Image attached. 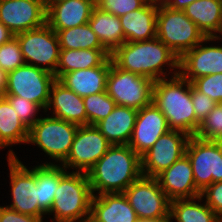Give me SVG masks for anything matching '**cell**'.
Segmentation results:
<instances>
[{
    "instance_id": "obj_38",
    "label": "cell",
    "mask_w": 222,
    "mask_h": 222,
    "mask_svg": "<svg viewBox=\"0 0 222 222\" xmlns=\"http://www.w3.org/2000/svg\"><path fill=\"white\" fill-rule=\"evenodd\" d=\"M200 196L222 221V181L207 186Z\"/></svg>"
},
{
    "instance_id": "obj_31",
    "label": "cell",
    "mask_w": 222,
    "mask_h": 222,
    "mask_svg": "<svg viewBox=\"0 0 222 222\" xmlns=\"http://www.w3.org/2000/svg\"><path fill=\"white\" fill-rule=\"evenodd\" d=\"M56 34L60 49H105L88 23L59 30Z\"/></svg>"
},
{
    "instance_id": "obj_46",
    "label": "cell",
    "mask_w": 222,
    "mask_h": 222,
    "mask_svg": "<svg viewBox=\"0 0 222 222\" xmlns=\"http://www.w3.org/2000/svg\"><path fill=\"white\" fill-rule=\"evenodd\" d=\"M55 1H58V0H42L45 7L49 6L50 4H52Z\"/></svg>"
},
{
    "instance_id": "obj_18",
    "label": "cell",
    "mask_w": 222,
    "mask_h": 222,
    "mask_svg": "<svg viewBox=\"0 0 222 222\" xmlns=\"http://www.w3.org/2000/svg\"><path fill=\"white\" fill-rule=\"evenodd\" d=\"M155 178L171 201L201 195V191L195 185L191 162L186 154Z\"/></svg>"
},
{
    "instance_id": "obj_33",
    "label": "cell",
    "mask_w": 222,
    "mask_h": 222,
    "mask_svg": "<svg viewBox=\"0 0 222 222\" xmlns=\"http://www.w3.org/2000/svg\"><path fill=\"white\" fill-rule=\"evenodd\" d=\"M195 136L209 141L222 139V103H217L212 111L201 121Z\"/></svg>"
},
{
    "instance_id": "obj_44",
    "label": "cell",
    "mask_w": 222,
    "mask_h": 222,
    "mask_svg": "<svg viewBox=\"0 0 222 222\" xmlns=\"http://www.w3.org/2000/svg\"><path fill=\"white\" fill-rule=\"evenodd\" d=\"M137 222H169V219H139Z\"/></svg>"
},
{
    "instance_id": "obj_3",
    "label": "cell",
    "mask_w": 222,
    "mask_h": 222,
    "mask_svg": "<svg viewBox=\"0 0 222 222\" xmlns=\"http://www.w3.org/2000/svg\"><path fill=\"white\" fill-rule=\"evenodd\" d=\"M152 102L165 116L170 130L195 136L201 122L195 116L191 82L180 74L154 81Z\"/></svg>"
},
{
    "instance_id": "obj_11",
    "label": "cell",
    "mask_w": 222,
    "mask_h": 222,
    "mask_svg": "<svg viewBox=\"0 0 222 222\" xmlns=\"http://www.w3.org/2000/svg\"><path fill=\"white\" fill-rule=\"evenodd\" d=\"M185 154L191 162L195 185L201 192L212 183L222 181V147L218 141L191 136Z\"/></svg>"
},
{
    "instance_id": "obj_28",
    "label": "cell",
    "mask_w": 222,
    "mask_h": 222,
    "mask_svg": "<svg viewBox=\"0 0 222 222\" xmlns=\"http://www.w3.org/2000/svg\"><path fill=\"white\" fill-rule=\"evenodd\" d=\"M109 57L106 49H61L56 79L71 71L101 66Z\"/></svg>"
},
{
    "instance_id": "obj_2",
    "label": "cell",
    "mask_w": 222,
    "mask_h": 222,
    "mask_svg": "<svg viewBox=\"0 0 222 222\" xmlns=\"http://www.w3.org/2000/svg\"><path fill=\"white\" fill-rule=\"evenodd\" d=\"M93 195L123 193L142 176L141 157L128 145H111L87 172Z\"/></svg>"
},
{
    "instance_id": "obj_49",
    "label": "cell",
    "mask_w": 222,
    "mask_h": 222,
    "mask_svg": "<svg viewBox=\"0 0 222 222\" xmlns=\"http://www.w3.org/2000/svg\"><path fill=\"white\" fill-rule=\"evenodd\" d=\"M218 142H219V144H220L221 147H222V139H220Z\"/></svg>"
},
{
    "instance_id": "obj_20",
    "label": "cell",
    "mask_w": 222,
    "mask_h": 222,
    "mask_svg": "<svg viewBox=\"0 0 222 222\" xmlns=\"http://www.w3.org/2000/svg\"><path fill=\"white\" fill-rule=\"evenodd\" d=\"M63 119L78 126L87 125V115L83 97L65 87L57 79L53 82L49 102L44 113Z\"/></svg>"
},
{
    "instance_id": "obj_1",
    "label": "cell",
    "mask_w": 222,
    "mask_h": 222,
    "mask_svg": "<svg viewBox=\"0 0 222 222\" xmlns=\"http://www.w3.org/2000/svg\"><path fill=\"white\" fill-rule=\"evenodd\" d=\"M110 57L118 68L153 81L179 74V57L157 37L146 41L125 42Z\"/></svg>"
},
{
    "instance_id": "obj_36",
    "label": "cell",
    "mask_w": 222,
    "mask_h": 222,
    "mask_svg": "<svg viewBox=\"0 0 222 222\" xmlns=\"http://www.w3.org/2000/svg\"><path fill=\"white\" fill-rule=\"evenodd\" d=\"M192 85L216 103H222V73L199 77Z\"/></svg>"
},
{
    "instance_id": "obj_39",
    "label": "cell",
    "mask_w": 222,
    "mask_h": 222,
    "mask_svg": "<svg viewBox=\"0 0 222 222\" xmlns=\"http://www.w3.org/2000/svg\"><path fill=\"white\" fill-rule=\"evenodd\" d=\"M191 98L196 118L201 122L216 106V102L198 91L191 83Z\"/></svg>"
},
{
    "instance_id": "obj_4",
    "label": "cell",
    "mask_w": 222,
    "mask_h": 222,
    "mask_svg": "<svg viewBox=\"0 0 222 222\" xmlns=\"http://www.w3.org/2000/svg\"><path fill=\"white\" fill-rule=\"evenodd\" d=\"M93 193L87 173L67 171L59 180L51 222H89Z\"/></svg>"
},
{
    "instance_id": "obj_14",
    "label": "cell",
    "mask_w": 222,
    "mask_h": 222,
    "mask_svg": "<svg viewBox=\"0 0 222 222\" xmlns=\"http://www.w3.org/2000/svg\"><path fill=\"white\" fill-rule=\"evenodd\" d=\"M190 137L179 130H169L160 136L155 144L141 156L142 176L155 178L174 164L185 154Z\"/></svg>"
},
{
    "instance_id": "obj_42",
    "label": "cell",
    "mask_w": 222,
    "mask_h": 222,
    "mask_svg": "<svg viewBox=\"0 0 222 222\" xmlns=\"http://www.w3.org/2000/svg\"><path fill=\"white\" fill-rule=\"evenodd\" d=\"M15 35L0 22V45L10 41Z\"/></svg>"
},
{
    "instance_id": "obj_9",
    "label": "cell",
    "mask_w": 222,
    "mask_h": 222,
    "mask_svg": "<svg viewBox=\"0 0 222 222\" xmlns=\"http://www.w3.org/2000/svg\"><path fill=\"white\" fill-rule=\"evenodd\" d=\"M26 64L42 68L55 75L60 45L56 32L45 23L42 27L16 34Z\"/></svg>"
},
{
    "instance_id": "obj_45",
    "label": "cell",
    "mask_w": 222,
    "mask_h": 222,
    "mask_svg": "<svg viewBox=\"0 0 222 222\" xmlns=\"http://www.w3.org/2000/svg\"><path fill=\"white\" fill-rule=\"evenodd\" d=\"M215 38L218 39V41L216 43L221 42L220 40H222V23H221L220 29H219L217 35L215 36Z\"/></svg>"
},
{
    "instance_id": "obj_29",
    "label": "cell",
    "mask_w": 222,
    "mask_h": 222,
    "mask_svg": "<svg viewBox=\"0 0 222 222\" xmlns=\"http://www.w3.org/2000/svg\"><path fill=\"white\" fill-rule=\"evenodd\" d=\"M173 220L175 222H222L201 196L172 200L169 222Z\"/></svg>"
},
{
    "instance_id": "obj_21",
    "label": "cell",
    "mask_w": 222,
    "mask_h": 222,
    "mask_svg": "<svg viewBox=\"0 0 222 222\" xmlns=\"http://www.w3.org/2000/svg\"><path fill=\"white\" fill-rule=\"evenodd\" d=\"M138 220L124 193L93 195L89 222H137Z\"/></svg>"
},
{
    "instance_id": "obj_27",
    "label": "cell",
    "mask_w": 222,
    "mask_h": 222,
    "mask_svg": "<svg viewBox=\"0 0 222 222\" xmlns=\"http://www.w3.org/2000/svg\"><path fill=\"white\" fill-rule=\"evenodd\" d=\"M205 37H215L222 23V0H197L183 9Z\"/></svg>"
},
{
    "instance_id": "obj_40",
    "label": "cell",
    "mask_w": 222,
    "mask_h": 222,
    "mask_svg": "<svg viewBox=\"0 0 222 222\" xmlns=\"http://www.w3.org/2000/svg\"><path fill=\"white\" fill-rule=\"evenodd\" d=\"M0 222H44L34 216L26 215L0 205Z\"/></svg>"
},
{
    "instance_id": "obj_30",
    "label": "cell",
    "mask_w": 222,
    "mask_h": 222,
    "mask_svg": "<svg viewBox=\"0 0 222 222\" xmlns=\"http://www.w3.org/2000/svg\"><path fill=\"white\" fill-rule=\"evenodd\" d=\"M67 172L61 165H36V187H38L39 208L47 215L54 203V196L60 178Z\"/></svg>"
},
{
    "instance_id": "obj_48",
    "label": "cell",
    "mask_w": 222,
    "mask_h": 222,
    "mask_svg": "<svg viewBox=\"0 0 222 222\" xmlns=\"http://www.w3.org/2000/svg\"><path fill=\"white\" fill-rule=\"evenodd\" d=\"M164 0H157V4H159V3H161V2H163Z\"/></svg>"
},
{
    "instance_id": "obj_5",
    "label": "cell",
    "mask_w": 222,
    "mask_h": 222,
    "mask_svg": "<svg viewBox=\"0 0 222 222\" xmlns=\"http://www.w3.org/2000/svg\"><path fill=\"white\" fill-rule=\"evenodd\" d=\"M29 129L27 144L37 146L52 159L41 165H61L68 157L78 125L46 114ZM53 161V162H52ZM58 163V164H57Z\"/></svg>"
},
{
    "instance_id": "obj_8",
    "label": "cell",
    "mask_w": 222,
    "mask_h": 222,
    "mask_svg": "<svg viewBox=\"0 0 222 222\" xmlns=\"http://www.w3.org/2000/svg\"><path fill=\"white\" fill-rule=\"evenodd\" d=\"M11 204L8 208L19 213L44 219L46 214L39 208L38 187H36V166L28 167L18 157H7Z\"/></svg>"
},
{
    "instance_id": "obj_47",
    "label": "cell",
    "mask_w": 222,
    "mask_h": 222,
    "mask_svg": "<svg viewBox=\"0 0 222 222\" xmlns=\"http://www.w3.org/2000/svg\"><path fill=\"white\" fill-rule=\"evenodd\" d=\"M147 2H150V3H156L157 4V0H146Z\"/></svg>"
},
{
    "instance_id": "obj_10",
    "label": "cell",
    "mask_w": 222,
    "mask_h": 222,
    "mask_svg": "<svg viewBox=\"0 0 222 222\" xmlns=\"http://www.w3.org/2000/svg\"><path fill=\"white\" fill-rule=\"evenodd\" d=\"M55 75L42 68L23 64L7 73L4 95L20 96L37 104L43 113L49 102L50 89Z\"/></svg>"
},
{
    "instance_id": "obj_43",
    "label": "cell",
    "mask_w": 222,
    "mask_h": 222,
    "mask_svg": "<svg viewBox=\"0 0 222 222\" xmlns=\"http://www.w3.org/2000/svg\"><path fill=\"white\" fill-rule=\"evenodd\" d=\"M7 86V72L0 68V96H4Z\"/></svg>"
},
{
    "instance_id": "obj_24",
    "label": "cell",
    "mask_w": 222,
    "mask_h": 222,
    "mask_svg": "<svg viewBox=\"0 0 222 222\" xmlns=\"http://www.w3.org/2000/svg\"><path fill=\"white\" fill-rule=\"evenodd\" d=\"M137 114L135 109L116 105L114 110L95 126L111 145L129 144Z\"/></svg>"
},
{
    "instance_id": "obj_23",
    "label": "cell",
    "mask_w": 222,
    "mask_h": 222,
    "mask_svg": "<svg viewBox=\"0 0 222 222\" xmlns=\"http://www.w3.org/2000/svg\"><path fill=\"white\" fill-rule=\"evenodd\" d=\"M158 4L146 2L140 9L120 16L126 42L156 38Z\"/></svg>"
},
{
    "instance_id": "obj_12",
    "label": "cell",
    "mask_w": 222,
    "mask_h": 222,
    "mask_svg": "<svg viewBox=\"0 0 222 222\" xmlns=\"http://www.w3.org/2000/svg\"><path fill=\"white\" fill-rule=\"evenodd\" d=\"M139 219H170V202L156 178L141 176L124 192Z\"/></svg>"
},
{
    "instance_id": "obj_35",
    "label": "cell",
    "mask_w": 222,
    "mask_h": 222,
    "mask_svg": "<svg viewBox=\"0 0 222 222\" xmlns=\"http://www.w3.org/2000/svg\"><path fill=\"white\" fill-rule=\"evenodd\" d=\"M15 109L20 120L30 129L40 118L37 114L43 110L35 103L20 96L4 95Z\"/></svg>"
},
{
    "instance_id": "obj_34",
    "label": "cell",
    "mask_w": 222,
    "mask_h": 222,
    "mask_svg": "<svg viewBox=\"0 0 222 222\" xmlns=\"http://www.w3.org/2000/svg\"><path fill=\"white\" fill-rule=\"evenodd\" d=\"M25 64L21 46L14 36L10 41L0 45V68L9 73Z\"/></svg>"
},
{
    "instance_id": "obj_26",
    "label": "cell",
    "mask_w": 222,
    "mask_h": 222,
    "mask_svg": "<svg viewBox=\"0 0 222 222\" xmlns=\"http://www.w3.org/2000/svg\"><path fill=\"white\" fill-rule=\"evenodd\" d=\"M102 46L111 54L126 42L120 18L94 7L88 21Z\"/></svg>"
},
{
    "instance_id": "obj_16",
    "label": "cell",
    "mask_w": 222,
    "mask_h": 222,
    "mask_svg": "<svg viewBox=\"0 0 222 222\" xmlns=\"http://www.w3.org/2000/svg\"><path fill=\"white\" fill-rule=\"evenodd\" d=\"M0 22L14 35L42 27L46 7L42 0H0Z\"/></svg>"
},
{
    "instance_id": "obj_19",
    "label": "cell",
    "mask_w": 222,
    "mask_h": 222,
    "mask_svg": "<svg viewBox=\"0 0 222 222\" xmlns=\"http://www.w3.org/2000/svg\"><path fill=\"white\" fill-rule=\"evenodd\" d=\"M95 0H58L46 7V23L55 31L87 24Z\"/></svg>"
},
{
    "instance_id": "obj_17",
    "label": "cell",
    "mask_w": 222,
    "mask_h": 222,
    "mask_svg": "<svg viewBox=\"0 0 222 222\" xmlns=\"http://www.w3.org/2000/svg\"><path fill=\"white\" fill-rule=\"evenodd\" d=\"M169 130L165 116L152 102L138 110L133 134L128 145L141 157L160 136Z\"/></svg>"
},
{
    "instance_id": "obj_22",
    "label": "cell",
    "mask_w": 222,
    "mask_h": 222,
    "mask_svg": "<svg viewBox=\"0 0 222 222\" xmlns=\"http://www.w3.org/2000/svg\"><path fill=\"white\" fill-rule=\"evenodd\" d=\"M110 57L101 65L62 74L57 80L80 97L106 91Z\"/></svg>"
},
{
    "instance_id": "obj_41",
    "label": "cell",
    "mask_w": 222,
    "mask_h": 222,
    "mask_svg": "<svg viewBox=\"0 0 222 222\" xmlns=\"http://www.w3.org/2000/svg\"><path fill=\"white\" fill-rule=\"evenodd\" d=\"M197 0H164L163 3L173 10H183Z\"/></svg>"
},
{
    "instance_id": "obj_15",
    "label": "cell",
    "mask_w": 222,
    "mask_h": 222,
    "mask_svg": "<svg viewBox=\"0 0 222 222\" xmlns=\"http://www.w3.org/2000/svg\"><path fill=\"white\" fill-rule=\"evenodd\" d=\"M216 41L215 37H206L179 58V74L184 79L192 83L199 77L222 73V45L216 46Z\"/></svg>"
},
{
    "instance_id": "obj_6",
    "label": "cell",
    "mask_w": 222,
    "mask_h": 222,
    "mask_svg": "<svg viewBox=\"0 0 222 222\" xmlns=\"http://www.w3.org/2000/svg\"><path fill=\"white\" fill-rule=\"evenodd\" d=\"M156 37L179 58L206 38L183 10H173L163 2L158 4Z\"/></svg>"
},
{
    "instance_id": "obj_7",
    "label": "cell",
    "mask_w": 222,
    "mask_h": 222,
    "mask_svg": "<svg viewBox=\"0 0 222 222\" xmlns=\"http://www.w3.org/2000/svg\"><path fill=\"white\" fill-rule=\"evenodd\" d=\"M154 81L118 68L110 57L106 92L119 106L135 110L152 103Z\"/></svg>"
},
{
    "instance_id": "obj_37",
    "label": "cell",
    "mask_w": 222,
    "mask_h": 222,
    "mask_svg": "<svg viewBox=\"0 0 222 222\" xmlns=\"http://www.w3.org/2000/svg\"><path fill=\"white\" fill-rule=\"evenodd\" d=\"M146 2V0H95V5L104 12L120 17L140 9Z\"/></svg>"
},
{
    "instance_id": "obj_32",
    "label": "cell",
    "mask_w": 222,
    "mask_h": 222,
    "mask_svg": "<svg viewBox=\"0 0 222 222\" xmlns=\"http://www.w3.org/2000/svg\"><path fill=\"white\" fill-rule=\"evenodd\" d=\"M83 100L87 115V125H96L106 118L117 105L106 91L85 96Z\"/></svg>"
},
{
    "instance_id": "obj_13",
    "label": "cell",
    "mask_w": 222,
    "mask_h": 222,
    "mask_svg": "<svg viewBox=\"0 0 222 222\" xmlns=\"http://www.w3.org/2000/svg\"><path fill=\"white\" fill-rule=\"evenodd\" d=\"M111 144L95 125L79 126L67 159L61 164L67 171L87 173L107 152Z\"/></svg>"
},
{
    "instance_id": "obj_25",
    "label": "cell",
    "mask_w": 222,
    "mask_h": 222,
    "mask_svg": "<svg viewBox=\"0 0 222 222\" xmlns=\"http://www.w3.org/2000/svg\"><path fill=\"white\" fill-rule=\"evenodd\" d=\"M29 128L20 120L5 96H0V150L9 149L7 157H17L13 145L27 144Z\"/></svg>"
}]
</instances>
